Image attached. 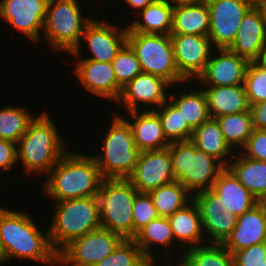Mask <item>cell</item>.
Wrapping results in <instances>:
<instances>
[{"label": "cell", "mask_w": 266, "mask_h": 266, "mask_svg": "<svg viewBox=\"0 0 266 266\" xmlns=\"http://www.w3.org/2000/svg\"><path fill=\"white\" fill-rule=\"evenodd\" d=\"M127 43L135 51L142 72L162 77L172 86L190 83L179 75L170 35L127 33Z\"/></svg>", "instance_id": "9"}, {"label": "cell", "mask_w": 266, "mask_h": 266, "mask_svg": "<svg viewBox=\"0 0 266 266\" xmlns=\"http://www.w3.org/2000/svg\"><path fill=\"white\" fill-rule=\"evenodd\" d=\"M55 203L53 201L54 215L48 233L51 245L57 253L72 240L101 228L97 196L67 199Z\"/></svg>", "instance_id": "4"}, {"label": "cell", "mask_w": 266, "mask_h": 266, "mask_svg": "<svg viewBox=\"0 0 266 266\" xmlns=\"http://www.w3.org/2000/svg\"><path fill=\"white\" fill-rule=\"evenodd\" d=\"M235 266H266V242L233 253Z\"/></svg>", "instance_id": "41"}, {"label": "cell", "mask_w": 266, "mask_h": 266, "mask_svg": "<svg viewBox=\"0 0 266 266\" xmlns=\"http://www.w3.org/2000/svg\"><path fill=\"white\" fill-rule=\"evenodd\" d=\"M74 75L81 85L101 98L118 101L122 88L118 85L112 63L93 60H75Z\"/></svg>", "instance_id": "19"}, {"label": "cell", "mask_w": 266, "mask_h": 266, "mask_svg": "<svg viewBox=\"0 0 266 266\" xmlns=\"http://www.w3.org/2000/svg\"><path fill=\"white\" fill-rule=\"evenodd\" d=\"M175 180L192 195L210 190L225 166L215 157L199 151L191 140L168 146Z\"/></svg>", "instance_id": "6"}, {"label": "cell", "mask_w": 266, "mask_h": 266, "mask_svg": "<svg viewBox=\"0 0 266 266\" xmlns=\"http://www.w3.org/2000/svg\"><path fill=\"white\" fill-rule=\"evenodd\" d=\"M142 111V112H141ZM128 120L131 126L135 145L140 151L160 150L167 148L170 141L166 138L159 116L153 110L130 111ZM132 121V122H131Z\"/></svg>", "instance_id": "22"}, {"label": "cell", "mask_w": 266, "mask_h": 266, "mask_svg": "<svg viewBox=\"0 0 266 266\" xmlns=\"http://www.w3.org/2000/svg\"><path fill=\"white\" fill-rule=\"evenodd\" d=\"M112 66L117 83L121 88L142 72L137 55L128 43L117 53L112 61Z\"/></svg>", "instance_id": "38"}, {"label": "cell", "mask_w": 266, "mask_h": 266, "mask_svg": "<svg viewBox=\"0 0 266 266\" xmlns=\"http://www.w3.org/2000/svg\"><path fill=\"white\" fill-rule=\"evenodd\" d=\"M240 152L248 158L266 161V130L254 129Z\"/></svg>", "instance_id": "42"}, {"label": "cell", "mask_w": 266, "mask_h": 266, "mask_svg": "<svg viewBox=\"0 0 266 266\" xmlns=\"http://www.w3.org/2000/svg\"><path fill=\"white\" fill-rule=\"evenodd\" d=\"M172 7L180 6V5H188L201 2L203 0H164Z\"/></svg>", "instance_id": "46"}, {"label": "cell", "mask_w": 266, "mask_h": 266, "mask_svg": "<svg viewBox=\"0 0 266 266\" xmlns=\"http://www.w3.org/2000/svg\"><path fill=\"white\" fill-rule=\"evenodd\" d=\"M255 5L259 8L261 11L263 20L266 22V0H257L255 2Z\"/></svg>", "instance_id": "48"}, {"label": "cell", "mask_w": 266, "mask_h": 266, "mask_svg": "<svg viewBox=\"0 0 266 266\" xmlns=\"http://www.w3.org/2000/svg\"><path fill=\"white\" fill-rule=\"evenodd\" d=\"M38 115V116H37ZM30 122L17 143V164L21 162L26 175H46L68 151L67 142L45 110ZM28 173V174H27Z\"/></svg>", "instance_id": "3"}, {"label": "cell", "mask_w": 266, "mask_h": 266, "mask_svg": "<svg viewBox=\"0 0 266 266\" xmlns=\"http://www.w3.org/2000/svg\"><path fill=\"white\" fill-rule=\"evenodd\" d=\"M214 51L217 54L215 56L212 52L205 70L197 78V81H200L198 85L231 86L244 84L249 61L238 56L229 48H215Z\"/></svg>", "instance_id": "18"}, {"label": "cell", "mask_w": 266, "mask_h": 266, "mask_svg": "<svg viewBox=\"0 0 266 266\" xmlns=\"http://www.w3.org/2000/svg\"><path fill=\"white\" fill-rule=\"evenodd\" d=\"M265 45L266 22L254 4L243 17L236 39L229 49L249 62H254Z\"/></svg>", "instance_id": "21"}, {"label": "cell", "mask_w": 266, "mask_h": 266, "mask_svg": "<svg viewBox=\"0 0 266 266\" xmlns=\"http://www.w3.org/2000/svg\"><path fill=\"white\" fill-rule=\"evenodd\" d=\"M211 190L222 198L237 217L259 202L228 167L219 173Z\"/></svg>", "instance_id": "26"}, {"label": "cell", "mask_w": 266, "mask_h": 266, "mask_svg": "<svg viewBox=\"0 0 266 266\" xmlns=\"http://www.w3.org/2000/svg\"><path fill=\"white\" fill-rule=\"evenodd\" d=\"M181 257V258H180ZM177 257L176 266H235L233 254L223 243H205L191 247Z\"/></svg>", "instance_id": "32"}, {"label": "cell", "mask_w": 266, "mask_h": 266, "mask_svg": "<svg viewBox=\"0 0 266 266\" xmlns=\"http://www.w3.org/2000/svg\"><path fill=\"white\" fill-rule=\"evenodd\" d=\"M49 0H1L0 16L30 42L41 39Z\"/></svg>", "instance_id": "17"}, {"label": "cell", "mask_w": 266, "mask_h": 266, "mask_svg": "<svg viewBox=\"0 0 266 266\" xmlns=\"http://www.w3.org/2000/svg\"><path fill=\"white\" fill-rule=\"evenodd\" d=\"M191 141L199 151L215 157L225 167L229 165L233 154L236 153L227 144L219 124L213 118L202 123L193 131Z\"/></svg>", "instance_id": "30"}, {"label": "cell", "mask_w": 266, "mask_h": 266, "mask_svg": "<svg viewBox=\"0 0 266 266\" xmlns=\"http://www.w3.org/2000/svg\"><path fill=\"white\" fill-rule=\"evenodd\" d=\"M263 242H266V202H258L238 216L232 234L223 244L233 254Z\"/></svg>", "instance_id": "20"}, {"label": "cell", "mask_w": 266, "mask_h": 266, "mask_svg": "<svg viewBox=\"0 0 266 266\" xmlns=\"http://www.w3.org/2000/svg\"><path fill=\"white\" fill-rule=\"evenodd\" d=\"M175 64L179 75L186 81L197 83V78L205 70L206 64L210 60L214 47L208 36L198 35H170Z\"/></svg>", "instance_id": "13"}, {"label": "cell", "mask_w": 266, "mask_h": 266, "mask_svg": "<svg viewBox=\"0 0 266 266\" xmlns=\"http://www.w3.org/2000/svg\"><path fill=\"white\" fill-rule=\"evenodd\" d=\"M209 30L210 16L206 0L174 7L170 35L208 36Z\"/></svg>", "instance_id": "27"}, {"label": "cell", "mask_w": 266, "mask_h": 266, "mask_svg": "<svg viewBox=\"0 0 266 266\" xmlns=\"http://www.w3.org/2000/svg\"><path fill=\"white\" fill-rule=\"evenodd\" d=\"M35 115L21 106L0 108V138L18 143Z\"/></svg>", "instance_id": "35"}, {"label": "cell", "mask_w": 266, "mask_h": 266, "mask_svg": "<svg viewBox=\"0 0 266 266\" xmlns=\"http://www.w3.org/2000/svg\"><path fill=\"white\" fill-rule=\"evenodd\" d=\"M232 159L227 167L259 202H266V161L248 158L240 151Z\"/></svg>", "instance_id": "28"}, {"label": "cell", "mask_w": 266, "mask_h": 266, "mask_svg": "<svg viewBox=\"0 0 266 266\" xmlns=\"http://www.w3.org/2000/svg\"><path fill=\"white\" fill-rule=\"evenodd\" d=\"M153 111L159 116L164 134L170 142L191 140L193 130L169 100Z\"/></svg>", "instance_id": "36"}, {"label": "cell", "mask_w": 266, "mask_h": 266, "mask_svg": "<svg viewBox=\"0 0 266 266\" xmlns=\"http://www.w3.org/2000/svg\"><path fill=\"white\" fill-rule=\"evenodd\" d=\"M193 87L196 88H192V90L190 88L189 91L186 89L179 95L178 93H169L168 100L181 112L184 121L194 131L202 123L210 120L211 116L203 89L200 86L197 88L198 85L196 84Z\"/></svg>", "instance_id": "31"}, {"label": "cell", "mask_w": 266, "mask_h": 266, "mask_svg": "<svg viewBox=\"0 0 266 266\" xmlns=\"http://www.w3.org/2000/svg\"><path fill=\"white\" fill-rule=\"evenodd\" d=\"M108 21L93 18L84 28L80 45L70 53L76 60H93L112 63L117 53L127 43L128 27H117ZM86 41L91 57L81 58V44ZM81 58V59H80Z\"/></svg>", "instance_id": "11"}, {"label": "cell", "mask_w": 266, "mask_h": 266, "mask_svg": "<svg viewBox=\"0 0 266 266\" xmlns=\"http://www.w3.org/2000/svg\"><path fill=\"white\" fill-rule=\"evenodd\" d=\"M133 238L136 233L150 221L159 218L149 193H138L133 202Z\"/></svg>", "instance_id": "40"}, {"label": "cell", "mask_w": 266, "mask_h": 266, "mask_svg": "<svg viewBox=\"0 0 266 266\" xmlns=\"http://www.w3.org/2000/svg\"><path fill=\"white\" fill-rule=\"evenodd\" d=\"M138 193L127 179H103L97 195L101 228L133 239V202Z\"/></svg>", "instance_id": "8"}, {"label": "cell", "mask_w": 266, "mask_h": 266, "mask_svg": "<svg viewBox=\"0 0 266 266\" xmlns=\"http://www.w3.org/2000/svg\"><path fill=\"white\" fill-rule=\"evenodd\" d=\"M261 68L266 69V45L259 53L258 58L254 61Z\"/></svg>", "instance_id": "47"}, {"label": "cell", "mask_w": 266, "mask_h": 266, "mask_svg": "<svg viewBox=\"0 0 266 266\" xmlns=\"http://www.w3.org/2000/svg\"><path fill=\"white\" fill-rule=\"evenodd\" d=\"M124 240L110 230L99 228L72 240L58 253V265L95 266Z\"/></svg>", "instance_id": "10"}, {"label": "cell", "mask_w": 266, "mask_h": 266, "mask_svg": "<svg viewBox=\"0 0 266 266\" xmlns=\"http://www.w3.org/2000/svg\"><path fill=\"white\" fill-rule=\"evenodd\" d=\"M208 243H224L232 234L238 217L211 189L193 195Z\"/></svg>", "instance_id": "14"}, {"label": "cell", "mask_w": 266, "mask_h": 266, "mask_svg": "<svg viewBox=\"0 0 266 266\" xmlns=\"http://www.w3.org/2000/svg\"><path fill=\"white\" fill-rule=\"evenodd\" d=\"M207 98L211 118L250 111L244 84L201 86Z\"/></svg>", "instance_id": "25"}, {"label": "cell", "mask_w": 266, "mask_h": 266, "mask_svg": "<svg viewBox=\"0 0 266 266\" xmlns=\"http://www.w3.org/2000/svg\"><path fill=\"white\" fill-rule=\"evenodd\" d=\"M210 16L208 38L214 48H229L235 41L252 0H206Z\"/></svg>", "instance_id": "12"}, {"label": "cell", "mask_w": 266, "mask_h": 266, "mask_svg": "<svg viewBox=\"0 0 266 266\" xmlns=\"http://www.w3.org/2000/svg\"><path fill=\"white\" fill-rule=\"evenodd\" d=\"M41 188L55 202L97 196L103 177L92 155L68 150L50 170Z\"/></svg>", "instance_id": "2"}, {"label": "cell", "mask_w": 266, "mask_h": 266, "mask_svg": "<svg viewBox=\"0 0 266 266\" xmlns=\"http://www.w3.org/2000/svg\"><path fill=\"white\" fill-rule=\"evenodd\" d=\"M126 5L130 6L137 12L143 10L146 6L153 3L155 0H123Z\"/></svg>", "instance_id": "45"}, {"label": "cell", "mask_w": 266, "mask_h": 266, "mask_svg": "<svg viewBox=\"0 0 266 266\" xmlns=\"http://www.w3.org/2000/svg\"><path fill=\"white\" fill-rule=\"evenodd\" d=\"M172 85L164 78L141 72L135 76L126 86L122 88V93L117 104L122 103L127 112L140 111V106L149 105L152 107L146 110L159 108L169 99L168 90L172 91ZM167 89V90H166ZM155 106V107H154Z\"/></svg>", "instance_id": "16"}, {"label": "cell", "mask_w": 266, "mask_h": 266, "mask_svg": "<svg viewBox=\"0 0 266 266\" xmlns=\"http://www.w3.org/2000/svg\"><path fill=\"white\" fill-rule=\"evenodd\" d=\"M95 266H155L133 239H124L116 249Z\"/></svg>", "instance_id": "37"}, {"label": "cell", "mask_w": 266, "mask_h": 266, "mask_svg": "<svg viewBox=\"0 0 266 266\" xmlns=\"http://www.w3.org/2000/svg\"><path fill=\"white\" fill-rule=\"evenodd\" d=\"M167 218L173 230L177 246L180 244L176 251L179 249L183 253L191 247L203 245L205 242H208L203 233L199 208L193 200L184 208L176 211ZM181 246L184 251H181Z\"/></svg>", "instance_id": "23"}, {"label": "cell", "mask_w": 266, "mask_h": 266, "mask_svg": "<svg viewBox=\"0 0 266 266\" xmlns=\"http://www.w3.org/2000/svg\"><path fill=\"white\" fill-rule=\"evenodd\" d=\"M17 162V144L0 138V169L11 171Z\"/></svg>", "instance_id": "43"}, {"label": "cell", "mask_w": 266, "mask_h": 266, "mask_svg": "<svg viewBox=\"0 0 266 266\" xmlns=\"http://www.w3.org/2000/svg\"><path fill=\"white\" fill-rule=\"evenodd\" d=\"M133 240L135 241L136 245L141 249V251L144 253V255L154 265L157 264L155 263L156 261L155 259L157 258L154 257V254L152 253V251L154 250V248H157L158 245L159 247L160 246L163 247V251L165 252H163L164 254H162L163 255L162 257L166 259V262H169L165 264L167 265L169 264L168 266H174V263L171 262L170 260L172 259V257H170L171 253L168 252L171 250H168V248L170 247L169 249H172V246L173 248L174 247L176 248L177 244L175 242L173 230L170 226V223L167 217H159V218H155L152 221H150L147 225L142 227L136 233Z\"/></svg>", "instance_id": "24"}, {"label": "cell", "mask_w": 266, "mask_h": 266, "mask_svg": "<svg viewBox=\"0 0 266 266\" xmlns=\"http://www.w3.org/2000/svg\"><path fill=\"white\" fill-rule=\"evenodd\" d=\"M254 129L266 130V101L250 105Z\"/></svg>", "instance_id": "44"}, {"label": "cell", "mask_w": 266, "mask_h": 266, "mask_svg": "<svg viewBox=\"0 0 266 266\" xmlns=\"http://www.w3.org/2000/svg\"><path fill=\"white\" fill-rule=\"evenodd\" d=\"M79 3V0L48 1L42 37L53 52L70 55L80 45L84 28L93 17L83 15Z\"/></svg>", "instance_id": "7"}, {"label": "cell", "mask_w": 266, "mask_h": 266, "mask_svg": "<svg viewBox=\"0 0 266 266\" xmlns=\"http://www.w3.org/2000/svg\"><path fill=\"white\" fill-rule=\"evenodd\" d=\"M1 265L10 259H27L55 266L58 253L53 249L48 229L44 233L29 213L0 206Z\"/></svg>", "instance_id": "1"}, {"label": "cell", "mask_w": 266, "mask_h": 266, "mask_svg": "<svg viewBox=\"0 0 266 266\" xmlns=\"http://www.w3.org/2000/svg\"><path fill=\"white\" fill-rule=\"evenodd\" d=\"M127 180L139 193H149L162 185L176 181L168 147L140 151L136 166Z\"/></svg>", "instance_id": "15"}, {"label": "cell", "mask_w": 266, "mask_h": 266, "mask_svg": "<svg viewBox=\"0 0 266 266\" xmlns=\"http://www.w3.org/2000/svg\"><path fill=\"white\" fill-rule=\"evenodd\" d=\"M244 87L250 105L266 101V69L249 62Z\"/></svg>", "instance_id": "39"}, {"label": "cell", "mask_w": 266, "mask_h": 266, "mask_svg": "<svg viewBox=\"0 0 266 266\" xmlns=\"http://www.w3.org/2000/svg\"><path fill=\"white\" fill-rule=\"evenodd\" d=\"M103 138V152L94 157L103 179H127L136 166L140 150L135 145L131 126L114 114Z\"/></svg>", "instance_id": "5"}, {"label": "cell", "mask_w": 266, "mask_h": 266, "mask_svg": "<svg viewBox=\"0 0 266 266\" xmlns=\"http://www.w3.org/2000/svg\"><path fill=\"white\" fill-rule=\"evenodd\" d=\"M160 217H169L193 200V195L178 181L149 192Z\"/></svg>", "instance_id": "33"}, {"label": "cell", "mask_w": 266, "mask_h": 266, "mask_svg": "<svg viewBox=\"0 0 266 266\" xmlns=\"http://www.w3.org/2000/svg\"><path fill=\"white\" fill-rule=\"evenodd\" d=\"M173 9L164 0H155L139 11L137 17L128 27V33L164 34L170 35L172 30Z\"/></svg>", "instance_id": "29"}, {"label": "cell", "mask_w": 266, "mask_h": 266, "mask_svg": "<svg viewBox=\"0 0 266 266\" xmlns=\"http://www.w3.org/2000/svg\"><path fill=\"white\" fill-rule=\"evenodd\" d=\"M214 119L219 124L227 144L235 152L245 146L254 130L251 111L223 115Z\"/></svg>", "instance_id": "34"}]
</instances>
